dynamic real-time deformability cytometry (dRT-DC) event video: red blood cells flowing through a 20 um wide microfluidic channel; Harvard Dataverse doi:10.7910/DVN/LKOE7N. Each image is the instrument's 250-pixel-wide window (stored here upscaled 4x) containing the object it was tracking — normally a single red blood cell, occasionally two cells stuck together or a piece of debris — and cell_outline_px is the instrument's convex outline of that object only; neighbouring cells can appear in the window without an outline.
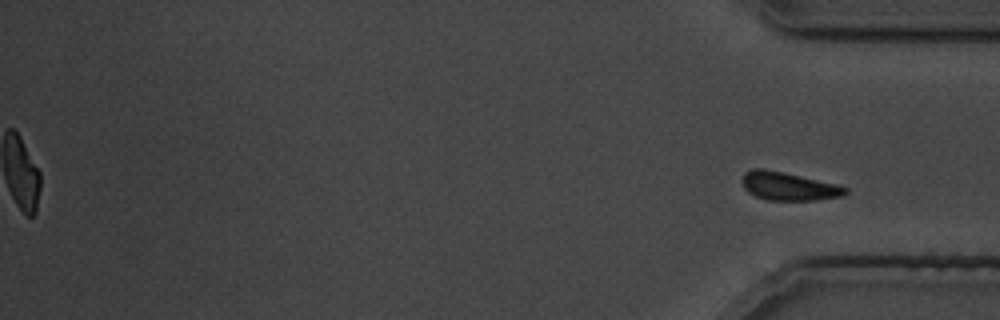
{"species": "common noctule bat (a hibernating species)", "species_latin": "Nyctalus noctula", "temperature_condition": "cold", "stored_images_in_passage": 38, "segment_of_instrument_passage": [2, 2], "camera_frame_rate_fps": 3000, "um_per_image_px": 0.085, "animal": {"sex": "male", "body_mass_g": 19.5, "forearm_length_mm": 54.6}, "frame": {"image": 1, "passage_image": 38, "time_ms": 45.0, "image_size_px": [1000, 320], "cell_outline_px": [[848, 192], [844, 196], [816, 200], [768, 200], [756, 196], [748, 192], [744, 188], [744, 172], [752, 168], [764, 168], [784, 172], [836, 184], [848, 188]], "centroid_in_image_um": [67.05, 15.83], "position_along_channel_um": 368.1, "area_um2": 16.94}}